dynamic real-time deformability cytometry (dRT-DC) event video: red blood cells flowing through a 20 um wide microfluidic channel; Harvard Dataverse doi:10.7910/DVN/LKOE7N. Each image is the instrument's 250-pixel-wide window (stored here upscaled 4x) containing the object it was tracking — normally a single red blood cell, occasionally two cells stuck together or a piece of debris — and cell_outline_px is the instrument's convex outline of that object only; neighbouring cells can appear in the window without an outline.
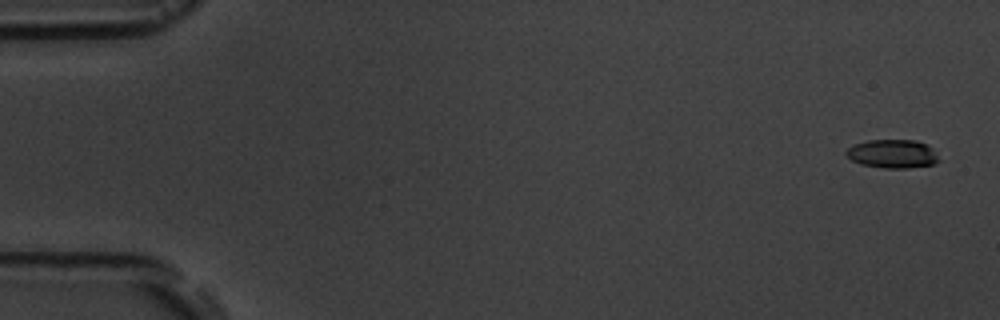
{"species": "common noctule bat (a hibernating species)", "species_latin": "Nyctalus noctula", "temperature_condition": "room temperature", "stored_images_in_passage": 6, "camera_frame_rate_fps": 3000, "um_per_image_px": 0.085, "animal": {"sex": "male", "body_mass_g": 19.5, "forearm_length_mm": 54.6}, "frame": {"image": 1, "passage_image": 1, "time_ms": 0.0, "image_size_px": [1000, 320], "cell_outline_px": [[940, 160], [936, 164], [908, 168], [884, 168], [860, 164], [852, 160], [844, 152], [848, 148], [856, 144], [868, 140], [916, 140], [928, 144], [932, 148]], "centroid_in_image_um": [75.9, 13.08], "position_along_channel_um": 9.1, "area_um2": 15.49}}
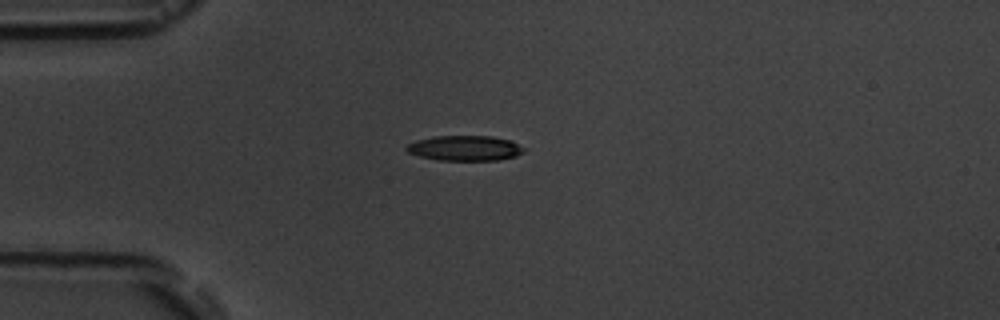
{"frame": {"image": 2, "passage_image": 4, "time_ms": 4.333, "image_size_px": [1000, 320], "cell_outline_px": [[528, 148], [524, 152], [516, 156], [496, 160], [440, 160], [420, 156], [408, 152], [404, 148], [408, 144], [416, 140], [436, 136], [492, 136], [512, 140]], "centroid_in_image_um": [39.58, 12.58], "position_along_channel_um": 45.4, "area_um2": 17.34}}
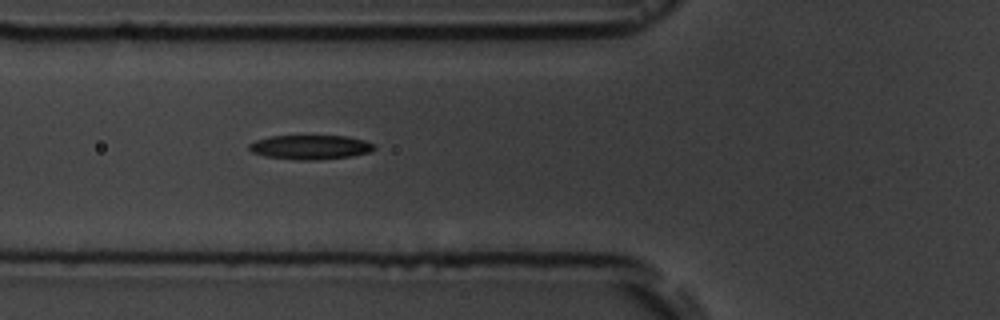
{"frame": {"image": 3, "passage_image": 6, "time_ms": 6.333, "image_size_px": [1000, 320], "cell_outline_px": [[376, 148], [368, 152], [352, 156], [316, 160], [296, 160], [264, 156], [252, 152], [248, 148], [248, 144], [256, 140], [272, 136], [348, 136], [364, 140], [376, 144]], "centroid_in_image_um": [26.38, 12.51], "position_along_channel_um": 99.4, "area_um2": 17.8}}